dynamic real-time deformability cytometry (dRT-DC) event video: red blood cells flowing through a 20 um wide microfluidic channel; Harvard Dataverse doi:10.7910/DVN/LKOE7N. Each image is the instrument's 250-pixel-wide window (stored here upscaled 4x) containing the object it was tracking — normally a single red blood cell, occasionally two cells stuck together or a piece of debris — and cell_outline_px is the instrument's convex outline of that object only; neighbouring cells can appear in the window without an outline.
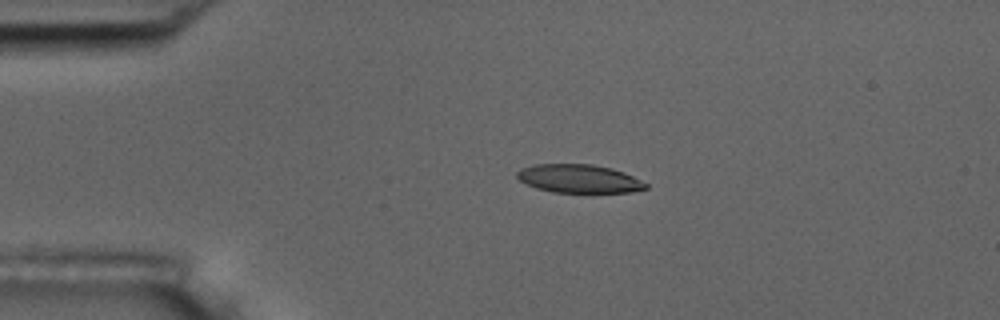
{"species": "common noctule bat (a hibernating species)", "species_latin": "Nyctalus noctula", "temperature_condition": "room temperature", "stored_images_in_passage": 2, "camera_frame_rate_fps": 3000, "um_per_image_px": 0.085, "animal": {"sex": "male", "body_mass_g": 17.5, "forearm_length_mm": 52.3}, "frame": {"image": 1, "passage_image": 1, "time_ms": 0.0, "image_size_px": [1000, 320], "cell_outline_px": [[648, 188], [632, 192], [552, 192], [536, 188], [520, 180], [516, 176], [516, 172], [520, 168], [532, 164], [592, 164], [612, 168], [624, 172], [648, 184]], "centroid_in_image_um": [49.2, 15.18], "position_along_channel_um": 35.8, "area_um2": 21.33}}